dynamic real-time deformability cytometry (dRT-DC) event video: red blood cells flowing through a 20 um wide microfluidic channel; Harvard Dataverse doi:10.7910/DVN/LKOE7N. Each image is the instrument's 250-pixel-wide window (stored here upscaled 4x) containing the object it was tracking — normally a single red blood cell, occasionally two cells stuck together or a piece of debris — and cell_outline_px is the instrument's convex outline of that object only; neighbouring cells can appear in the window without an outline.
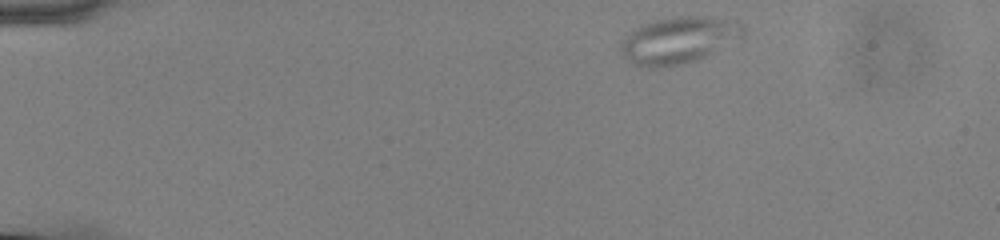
{"species": "common noctule bat (a hibernating species)", "species_latin": "Nyctalus noctula", "temperature_condition": "cold", "stored_images_in_passage": 48, "camera_frame_rate_fps": 3000, "um_per_image_px": 0.085, "animal": {"sex": "male", "body_mass_g": 13.0, "forearm_length_mm": 53.1}, "frame": {"image": 1, "passage_image": 1, "time_ms": 0.0, "image_size_px": [1000, 240], "cell_outline_px": [[744, 40], [696, 60], [684, 64], [656, 68], [640, 68], [632, 64], [620, 56], [620, 40], [632, 28], [640, 24], [672, 16], [708, 16], [736, 20], [744, 24]], "centroid_in_image_um": [57.69, 3.42], "position_along_channel_um": 27.3, "area_um2": 34.8}}
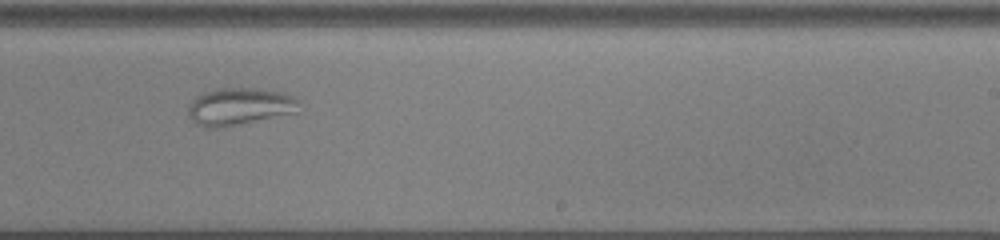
{"frame": {"image": 2, "passage_image": 28, "time_ms": 9.0, "image_size_px": [1000, 240], "cell_outline_px": [[300, 112], [224, 128], [204, 128], [196, 124], [188, 116], [188, 104], [196, 96], [204, 92], [216, 88], [256, 88], [284, 92], [300, 100]], "centroid_in_image_um": [20.38, 9.07], "position_along_channel_um": 268.6, "area_um2": 24.85}}
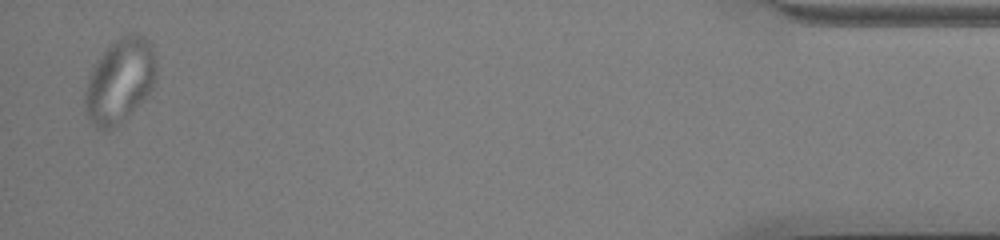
{"frame": {"image": 3, "passage_image": 47, "time_ms": 15.333, "image_size_px": [1000, 240], "cell_outline_px": [[156, 80], [152, 88], [108, 132], [104, 132], [96, 128], [88, 120], [84, 104], [84, 92], [92, 68], [104, 52], [124, 32], [136, 32], [144, 36], [152, 44], [156, 64]], "centroid_in_image_um": [10.17, 6.82], "position_along_channel_um": 425.0, "area_um2": 34.62}}